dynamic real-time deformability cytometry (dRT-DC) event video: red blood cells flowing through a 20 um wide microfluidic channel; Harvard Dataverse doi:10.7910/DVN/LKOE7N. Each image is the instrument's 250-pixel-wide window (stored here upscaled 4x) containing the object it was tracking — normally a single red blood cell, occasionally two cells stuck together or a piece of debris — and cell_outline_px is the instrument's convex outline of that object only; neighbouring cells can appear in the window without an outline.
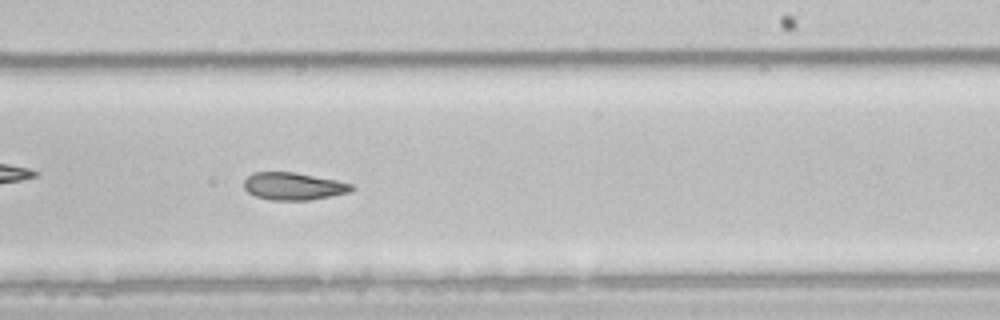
{"species": "common noctule bat (a hibernating species)", "species_latin": "Nyctalus noctula", "temperature_condition": "room temperature", "stored_images_in_passage": 51, "camera_frame_rate_fps": 3000, "um_per_image_px": 0.085, "animal": {"sex": "male", "body_mass_g": 21.5, "forearm_length_mm": 52.0}, "frame": {"image": 1, "passage_image": 30, "time_ms": 9.667, "image_size_px": [1000, 320], "cell_outline_px": [[356, 188], [348, 192], [308, 200], [268, 200], [256, 196], [248, 192], [244, 188], [244, 180], [252, 172], [296, 172], [336, 180], [352, 184]], "centroid_in_image_um": [24.92, 15.82], "position_along_channel_um": 264.1, "area_um2": 17.17}, "authors_computed_cell_mechanics": {"area_um2": 20.1144, "velocity_mm_per_s": 4.001, "shape_relaxation_time_tau1_ms": null, "shape_relaxation_time_tau2_ms": 3.7823, "deformation_change_tau1": null, "deformation_change_tau2": 0.0967}}